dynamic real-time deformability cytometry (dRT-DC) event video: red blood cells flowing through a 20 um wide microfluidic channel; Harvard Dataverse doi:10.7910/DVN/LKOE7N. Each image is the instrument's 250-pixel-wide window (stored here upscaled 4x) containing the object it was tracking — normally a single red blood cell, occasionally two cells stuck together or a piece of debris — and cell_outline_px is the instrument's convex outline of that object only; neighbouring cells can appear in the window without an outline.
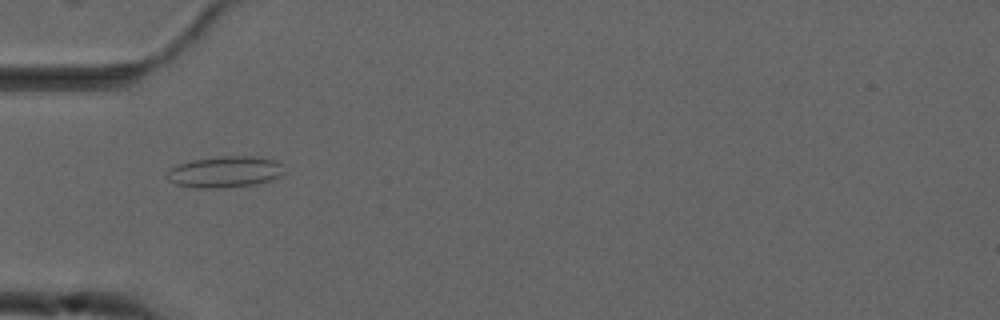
{"species": "common noctule bat (a hibernating species)", "species_latin": "Nyctalus noctula", "temperature_condition": "cold", "stored_images_in_passage": 55, "camera_frame_rate_fps": 3000, "um_per_image_px": 0.085, "animal": {"sex": "male", "forearm_length_mm": 52.5}, "frame": {"image": 1, "passage_image": 18, "time_ms": 5.667, "image_size_px": [1000, 320], "cell_outline_px": [[284, 172], [280, 176], [272, 180], [256, 184], [224, 188], [196, 188], [176, 184], [168, 180], [168, 172], [172, 168], [180, 164], [192, 160], [220, 156], [256, 156], [276, 160], [280, 164]], "centroid_in_image_um": [19.15, 14.61], "position_along_channel_um": 65.8, "area_um2": 21.33}}
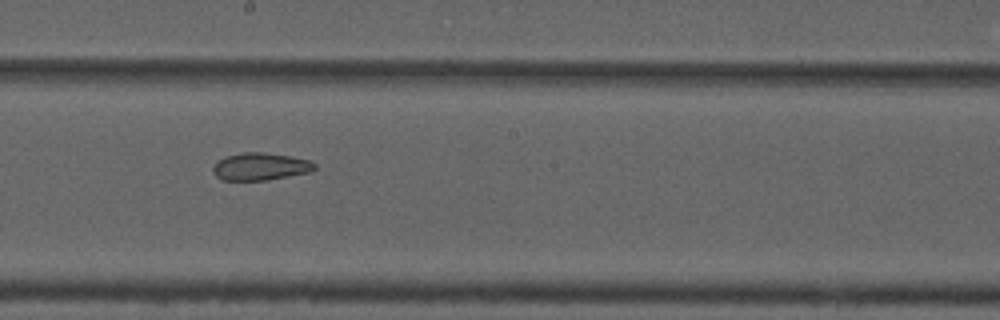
{"frame": {"image": 2, "passage_image": 31, "time_ms": 10.0, "image_size_px": [1000, 320], "cell_outline_px": [[316, 168], [308, 172], [268, 180], [220, 180], [212, 172], [212, 168], [224, 156], [244, 152], [264, 152], [292, 156], [308, 160], [316, 164]], "centroid_in_image_um": [22.11, 14.15], "position_along_channel_um": 226.1, "area_um2": 16.24}}
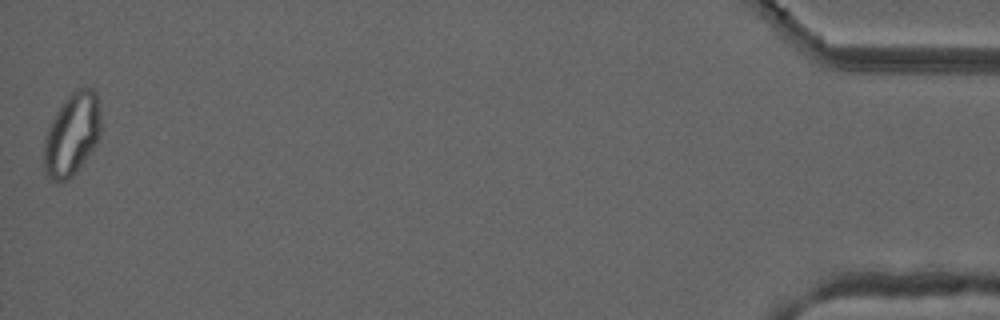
{"frame": {"image": 3, "passage_image": 55, "time_ms": 18.0, "image_size_px": [1000, 320], "cell_outline_px": [[100, 132], [96, 144], [72, 176], [68, 180], [60, 184], [48, 180], [44, 172], [44, 136], [56, 112], [64, 100], [72, 92], [80, 88], [92, 88], [96, 92], [100, 112]], "centroid_in_image_um": [6.08, 11.47], "position_along_channel_um": 429.1, "area_um2": 27.46}, "authors_computed_cell_mechanics": {"area_um2": 22.7732, "velocity_mm_per_s": 3.7107, "shape_relaxation_time_tau1_ms": null, "shape_relaxation_time_tau2_ms": 2.5034, "deformation_change_tau1": null, "deformation_change_tau2": 0.0892}}